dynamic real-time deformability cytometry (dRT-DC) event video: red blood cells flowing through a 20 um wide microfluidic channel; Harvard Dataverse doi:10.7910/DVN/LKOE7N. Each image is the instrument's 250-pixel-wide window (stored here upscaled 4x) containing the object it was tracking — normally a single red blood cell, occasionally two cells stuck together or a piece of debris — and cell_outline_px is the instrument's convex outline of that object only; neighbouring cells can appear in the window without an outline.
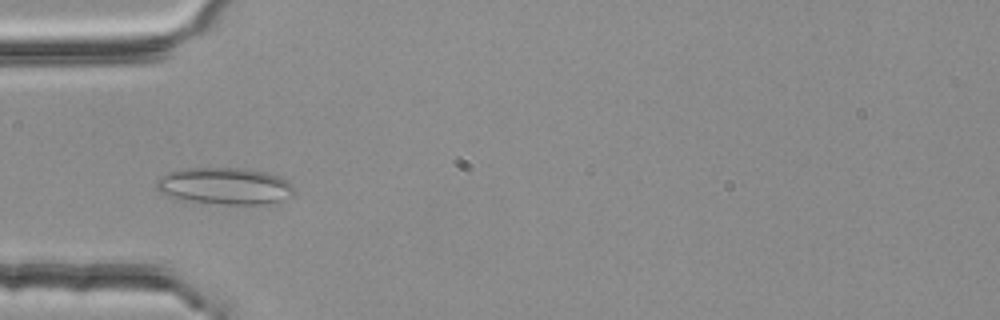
{"species": "common noctule bat (a hibernating species)", "species_latin": "Nyctalus noctula", "temperature_condition": "room temperature", "stored_images_in_passage": 14, "camera_frame_rate_fps": 3000, "um_per_image_px": 0.085, "animal": {"sex": "female", "body_mass_g": 25.1}, "frame": {"image": 1, "passage_image": 3, "time_ms": 0.667, "image_size_px": [1000, 320], "cell_outline_px": [[296, 192], [292, 196], [280, 200], [264, 204], [228, 204], [192, 200], [168, 196], [160, 192], [156, 188], [156, 180], [160, 176], [168, 172], [184, 168], [248, 168], [280, 176], [292, 184]], "centroid_in_image_um": [19.13, 15.79], "position_along_channel_um": 65.9, "area_um2": 29.42}}